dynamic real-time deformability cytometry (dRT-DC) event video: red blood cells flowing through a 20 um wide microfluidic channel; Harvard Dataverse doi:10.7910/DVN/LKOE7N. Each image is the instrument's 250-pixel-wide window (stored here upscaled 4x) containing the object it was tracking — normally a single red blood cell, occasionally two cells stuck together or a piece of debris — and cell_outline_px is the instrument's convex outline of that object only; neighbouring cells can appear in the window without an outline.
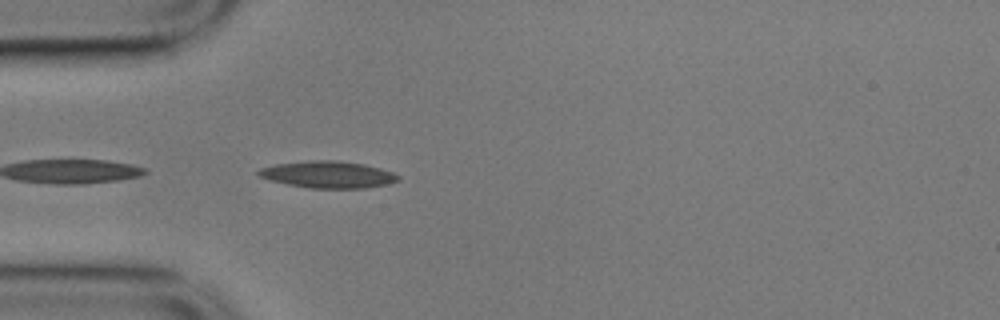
{"species": "common noctule bat (a hibernating species)", "species_latin": "Nyctalus noctula", "temperature_condition": "cold", "stored_images_in_passage": 12, "camera_frame_rate_fps": 3000, "um_per_image_px": 0.085, "animal": {"sex": "male", "body_mass_g": 17.9}, "frame": {"image": 1, "passage_image": 1, "time_ms": 0.0, "image_size_px": [1000, 320], "cell_outline_px": [[400, 180], [388, 184], [364, 188], [308, 188], [268, 180], [260, 176], [256, 172], [260, 168], [276, 164], [308, 160], [340, 160], [364, 164], [380, 168], [392, 172], [400, 176]], "centroid_in_image_um": [27.89, 14.83], "position_along_channel_um": 57.1, "area_um2": 21.96}}
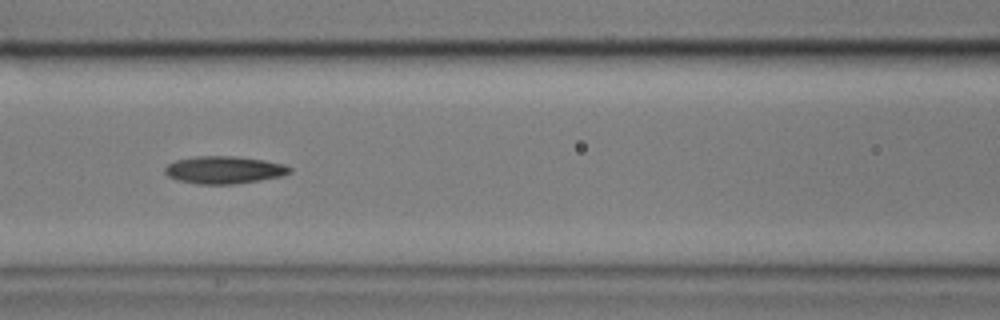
{"frame": {"image": 2, "passage_image": 9, "time_ms": 2.667, "image_size_px": [1000, 320], "cell_outline_px": [[292, 172], [280, 176], [260, 180], [232, 184], [196, 184], [176, 180], [168, 176], [164, 172], [164, 168], [168, 164], [176, 160], [196, 156], [232, 156], [264, 160], [284, 164], [292, 168]], "centroid_in_image_um": [19.03, 14.44], "position_along_channel_um": 147.6, "area_um2": 20.0}}